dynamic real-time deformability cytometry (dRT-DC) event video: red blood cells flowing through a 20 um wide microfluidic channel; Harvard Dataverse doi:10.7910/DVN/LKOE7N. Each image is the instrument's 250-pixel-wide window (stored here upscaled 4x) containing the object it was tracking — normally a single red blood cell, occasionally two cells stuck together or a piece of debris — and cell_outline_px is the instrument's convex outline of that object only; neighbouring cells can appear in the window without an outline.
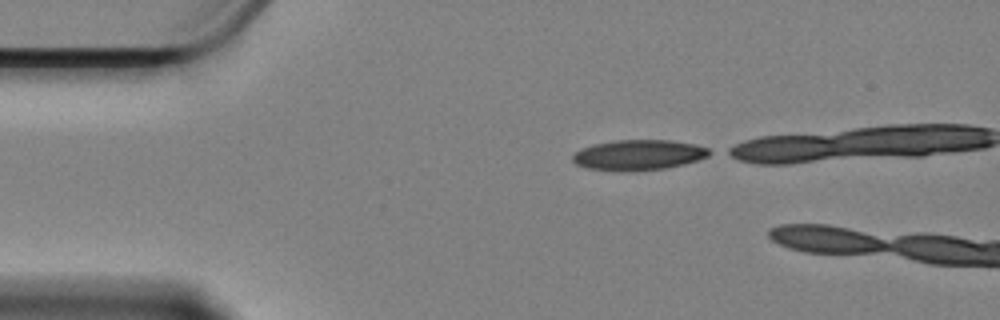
{"species": "Egyptian fruit bat (a non-hibernating species)", "species_latin": "Rousettus aegyptiacus", "temperature_condition": "cold", "stored_images_in_passage": 5, "camera_frame_rate_fps": 3000, "um_per_image_px": 0.085, "animal": {"sex": "female"}, "frame": {"image": 1, "passage_image": 1, "time_ms": 0.0, "image_size_px": [1000, 320], "cell_outline_px": [[716, 152], [708, 156], [684, 164], [664, 168], [588, 168], [576, 164], [572, 160], [572, 156], [576, 152], [592, 144], [616, 140], [672, 140], [696, 144], [708, 148]], "centroid_in_image_um": [54.37, 13.11], "position_along_channel_um": 30.6, "area_um2": 23.18}}